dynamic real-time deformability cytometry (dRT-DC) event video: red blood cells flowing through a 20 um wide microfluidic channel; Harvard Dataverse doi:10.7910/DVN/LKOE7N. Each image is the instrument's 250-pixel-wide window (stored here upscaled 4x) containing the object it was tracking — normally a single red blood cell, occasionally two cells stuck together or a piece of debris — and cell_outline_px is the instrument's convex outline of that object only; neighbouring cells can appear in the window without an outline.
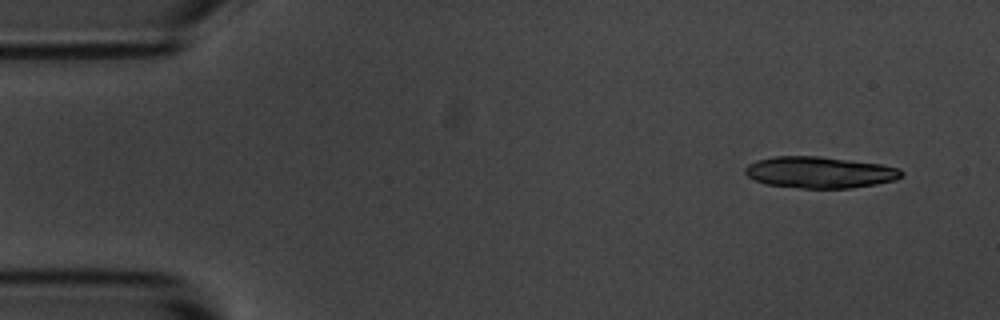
{"species": "common noctule bat (a hibernating species)", "species_latin": "Nyctalus noctula", "temperature_condition": "room temperature", "stored_images_in_passage": 2, "segment_of_instrument_passage": [2, 2], "camera_frame_rate_fps": 3000, "um_per_image_px": 0.085, "animal": {"sex": "male", "body_mass_g": 20.1, "forearm_length_mm": 53.5}, "frame": {"image": 1, "passage_image": 2, "time_ms": 2.0, "image_size_px": [1000, 320], "cell_outline_px": [[904, 172], [896, 180], [876, 184], [852, 188], [800, 188], [764, 184], [748, 176], [744, 172], [744, 168], [748, 164], [756, 160], [772, 156], [820, 156], [880, 164], [900, 168]], "centroid_in_image_um": [69.65, 14.65], "position_along_channel_um": 15.3, "area_um2": 28.78}}